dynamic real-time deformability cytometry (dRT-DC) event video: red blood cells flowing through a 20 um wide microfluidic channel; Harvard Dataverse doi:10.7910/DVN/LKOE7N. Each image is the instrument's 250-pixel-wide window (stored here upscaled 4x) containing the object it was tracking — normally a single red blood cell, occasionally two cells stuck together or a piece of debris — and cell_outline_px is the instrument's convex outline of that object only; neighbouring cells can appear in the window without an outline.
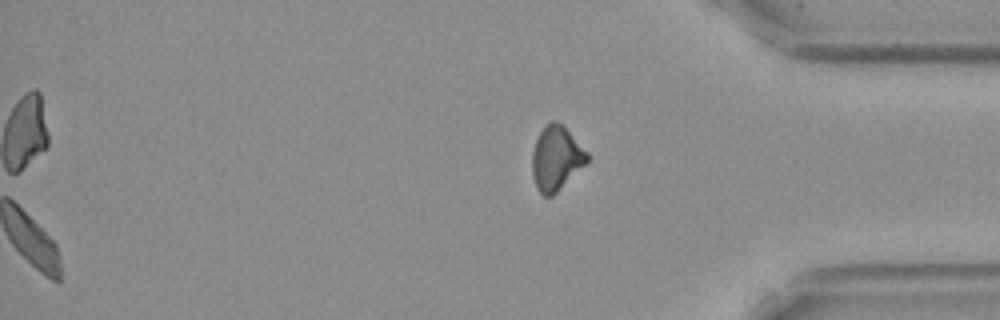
{"species": "Egyptian fruit bat (a non-hibernating species)", "species_latin": "Rousettus aegyptiacus", "temperature_condition": "cold", "stored_images_in_passage": 49, "camera_frame_rate_fps": 3000, "um_per_image_px": 0.085, "frame": {"image": 1, "passage_image": 49, "time_ms": 16.0, "image_size_px": [1000, 320], "cell_outline_px": [[592, 156], [588, 164], [552, 196], [544, 196], [536, 188], [532, 176], [532, 152], [536, 140], [540, 132], [552, 120], [556, 120], [564, 124]], "centroid_in_image_um": [47.33, 13.45], "position_along_channel_um": 387.9, "area_um2": 21.21}}